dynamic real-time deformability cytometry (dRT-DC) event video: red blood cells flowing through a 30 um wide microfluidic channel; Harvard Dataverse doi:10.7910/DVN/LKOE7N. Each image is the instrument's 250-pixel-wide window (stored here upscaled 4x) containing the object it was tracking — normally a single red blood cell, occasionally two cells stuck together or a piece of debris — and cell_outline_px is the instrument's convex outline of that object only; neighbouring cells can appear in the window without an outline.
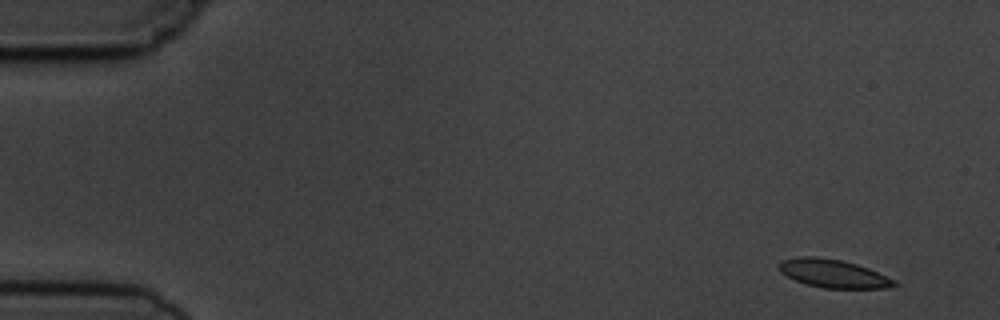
{"species": "common noctule bat (a hibernating species)", "species_latin": "Nyctalus noctula", "temperature_condition": "cold", "stored_images_in_passage": 8, "camera_frame_rate_fps": 3000, "um_per_image_px": 0.085, "animal": {"sex": "male", "body_mass_g": 19.5, "forearm_length_mm": 54.6}, "frame": {"image": 1, "passage_image": 1, "time_ms": 0.0, "image_size_px": [1000, 320], "cell_outline_px": [[900, 284], [884, 288], [824, 288], [808, 284], [796, 280], [780, 272], [776, 268], [780, 260], [800, 256], [816, 256], [840, 260], [856, 264], [868, 268], [896, 280]], "centroid_in_image_um": [70.8, 23.24], "position_along_channel_um": 14.2, "area_um2": 18.96}}
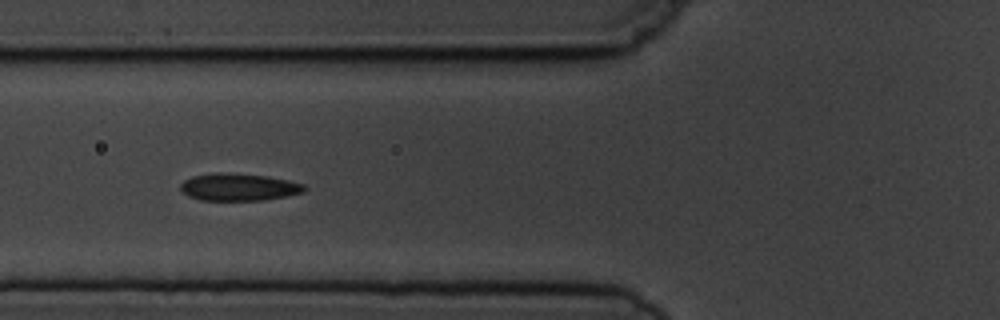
{"frame": {"image": 2, "passage_image": 6, "time_ms": 5.667, "image_size_px": [1000, 320], "cell_outline_px": [[308, 188], [304, 192], [288, 196], [264, 200], [200, 200], [188, 196], [180, 192], [180, 184], [184, 180], [192, 176], [216, 172], [224, 172], [268, 176], [288, 180], [304, 184]], "centroid_in_image_um": [20.29, 15.9], "position_along_channel_um": 105.5, "area_um2": 20.0}}
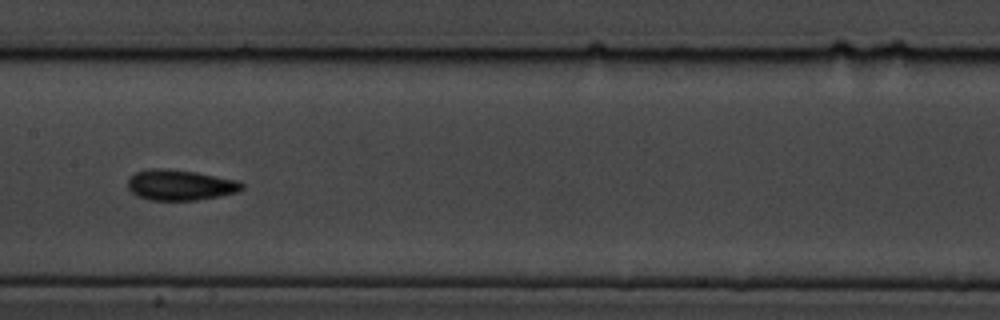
{"frame": {"image": 3, "passage_image": 8, "time_ms": 8.0, "image_size_px": [1000, 320], "cell_outline_px": [[244, 188], [240, 192], [220, 196], [196, 200], [152, 200], [136, 196], [128, 188], [128, 180], [136, 172], [148, 168], [164, 168], [196, 172], [240, 180], [244, 184]], "centroid_in_image_um": [15.36, 15.72], "position_along_channel_um": 192.0, "area_um2": 20.58}}